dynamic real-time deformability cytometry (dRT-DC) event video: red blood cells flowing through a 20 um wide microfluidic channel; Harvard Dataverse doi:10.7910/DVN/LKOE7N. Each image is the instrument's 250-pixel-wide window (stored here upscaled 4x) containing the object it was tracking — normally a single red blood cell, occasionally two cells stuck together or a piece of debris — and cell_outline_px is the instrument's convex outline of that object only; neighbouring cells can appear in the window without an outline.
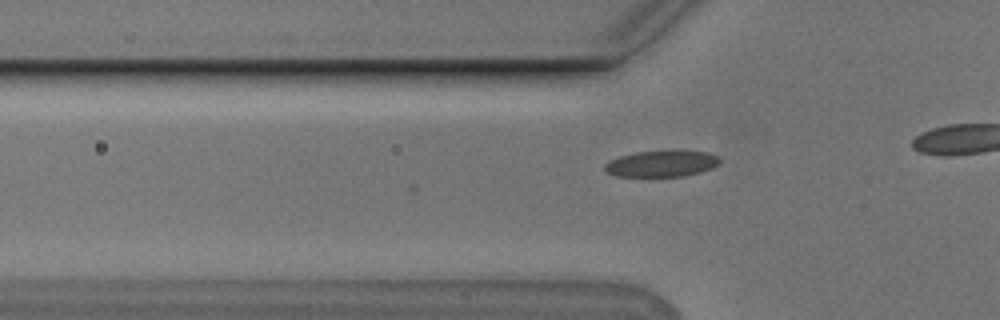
{"species": "Egyptian fruit bat (a non-hibernating species)", "species_latin": "Rousettus aegyptiacus", "temperature_condition": "cold", "stored_images_in_passage": 6, "camera_frame_rate_fps": 3000, "um_per_image_px": 0.085, "animal": {"sex": "male"}, "frame": {"image": 1, "passage_image": 4, "time_ms": 1.0, "image_size_px": [1000, 320], "cell_outline_px": [[720, 164], [712, 168], [700, 172], [684, 176], [616, 176], [608, 172], [604, 168], [604, 164], [608, 160], [620, 156], [636, 152], [676, 148], [708, 152], [716, 156], [720, 160]], "centroid_in_image_um": [56.27, 13.87], "position_along_channel_um": 69.5, "area_um2": 18.21}}